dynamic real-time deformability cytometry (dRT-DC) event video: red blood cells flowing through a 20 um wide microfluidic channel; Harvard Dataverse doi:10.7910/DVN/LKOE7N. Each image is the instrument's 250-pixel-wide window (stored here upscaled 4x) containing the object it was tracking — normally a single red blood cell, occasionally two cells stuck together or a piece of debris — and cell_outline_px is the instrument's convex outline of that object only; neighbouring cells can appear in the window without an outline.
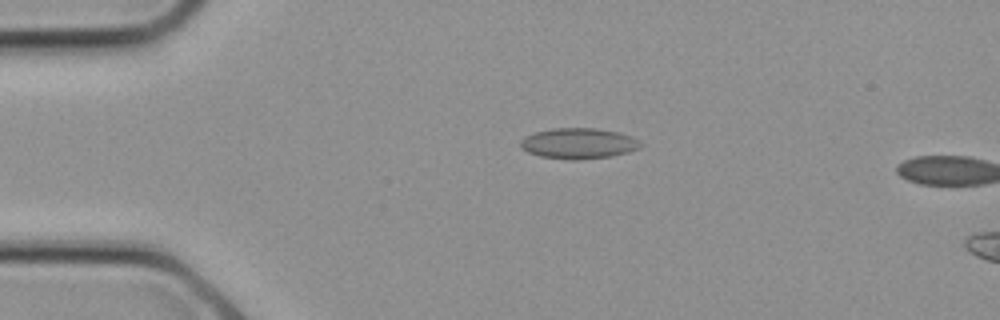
{"species": "common noctule bat (a hibernating species)", "species_latin": "Nyctalus noctula", "temperature_condition": "cold", "stored_images_in_passage": 2, "camera_frame_rate_fps": 3000, "um_per_image_px": 0.085, "animal": {"sex": "female", "body_mass_g": 21.9}, "frame": {"image": 1, "passage_image": 1, "time_ms": 0.0, "image_size_px": [1000, 320], "cell_outline_px": [[644, 144], [640, 148], [628, 152], [612, 156], [580, 160], [572, 160], [540, 156], [528, 152], [520, 148], [520, 140], [524, 136], [536, 132], [552, 128], [596, 128], [620, 132], [632, 136]], "centroid_in_image_um": [49.19, 12.19], "position_along_channel_um": 35.8, "area_um2": 21.73}}